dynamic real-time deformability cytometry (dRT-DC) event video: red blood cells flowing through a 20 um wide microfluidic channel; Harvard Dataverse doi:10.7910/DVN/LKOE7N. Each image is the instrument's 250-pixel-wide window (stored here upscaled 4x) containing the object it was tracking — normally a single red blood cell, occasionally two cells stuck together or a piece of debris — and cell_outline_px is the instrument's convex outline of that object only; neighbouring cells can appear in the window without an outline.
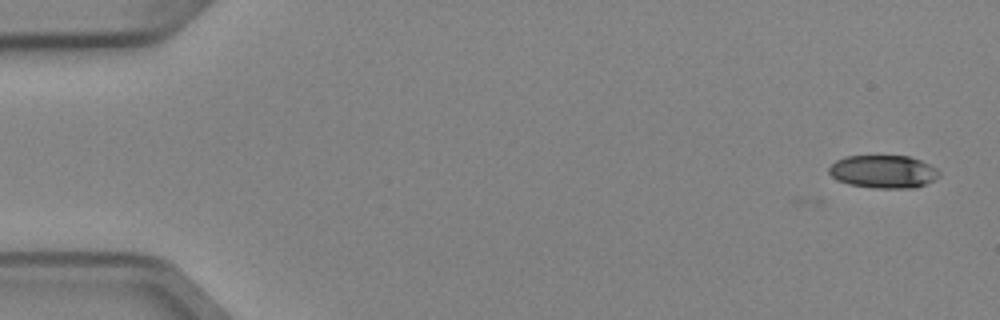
{"species": "Egyptian fruit bat (a non-hibernating species)", "species_latin": "Rousettus aegyptiacus", "temperature_condition": "cold", "stored_images_in_passage": 8, "camera_frame_rate_fps": 3000, "um_per_image_px": 0.085, "animal": {"sex": "female"}, "frame": {"image": 1, "passage_image": 2, "time_ms": 0.333, "image_size_px": [1000, 320], "cell_outline_px": [[940, 176], [916, 188], [876, 188], [848, 184], [836, 180], [828, 172], [828, 168], [836, 160], [844, 156], [908, 156], [920, 160], [936, 168], [940, 172]], "centroid_in_image_um": [75.06, 14.59], "position_along_channel_um": 9.9, "area_um2": 21.15}}
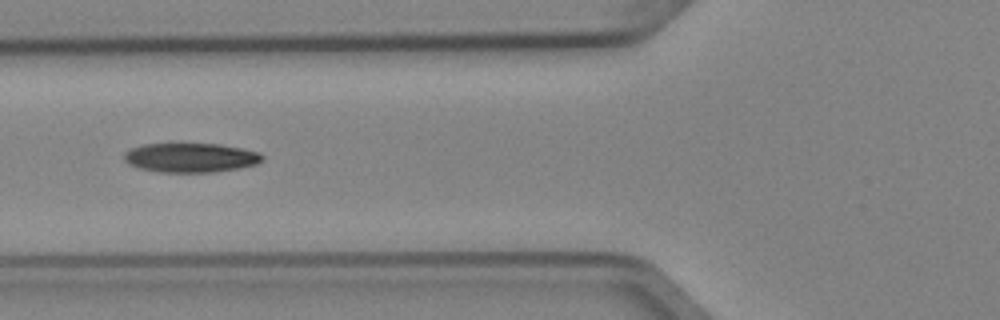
{"frame": {"image": 2, "passage_image": 7, "time_ms": 2.0, "image_size_px": [1000, 320], "cell_outline_px": [[264, 160], [256, 164], [236, 168], [208, 172], [160, 172], [140, 168], [128, 164], [124, 160], [124, 152], [140, 144], [176, 140], [220, 144], [260, 152], [264, 156]], "centroid_in_image_um": [16.14, 13.33], "position_along_channel_um": 109.7, "area_um2": 24.62}}
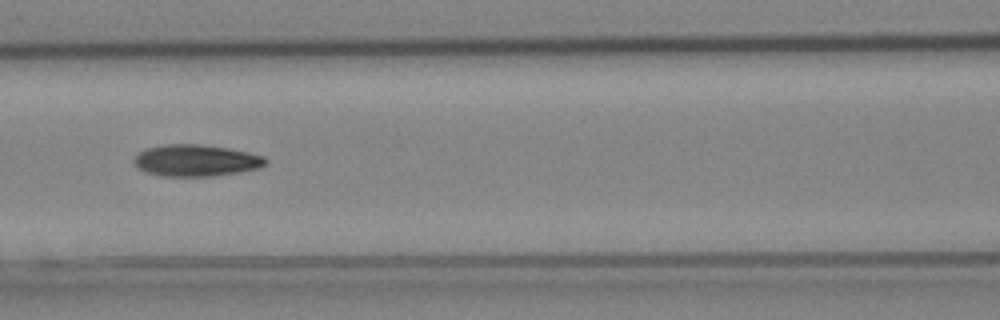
{"frame": {"image": 3, "passage_image": 8, "time_ms": 2.333, "image_size_px": [1000, 320], "cell_outline_px": [[268, 160], [260, 168], [212, 176], [164, 176], [148, 172], [140, 168], [136, 164], [136, 156], [140, 152], [148, 148], [164, 144], [200, 144], [228, 148], [248, 152], [264, 156]], "centroid_in_image_um": [16.71, 13.63], "position_along_channel_um": 149.9, "area_um2": 23.87}}